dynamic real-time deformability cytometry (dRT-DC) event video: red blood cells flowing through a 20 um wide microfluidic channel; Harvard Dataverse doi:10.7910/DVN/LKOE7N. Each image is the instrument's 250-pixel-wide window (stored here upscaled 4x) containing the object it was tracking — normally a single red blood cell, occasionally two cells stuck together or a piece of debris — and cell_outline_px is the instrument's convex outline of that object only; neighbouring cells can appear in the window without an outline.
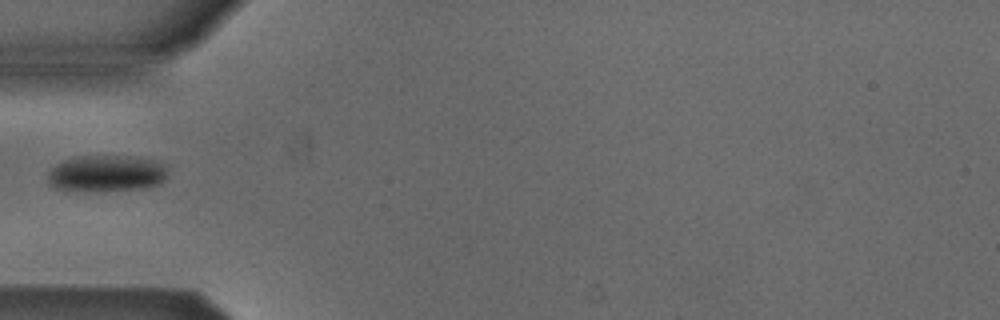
{"species": "Egyptian fruit bat (a non-hibernating species)", "species_latin": "Rousettus aegyptiacus", "temperature_condition": "cold", "stored_images_in_passage": 37, "camera_frame_rate_fps": 3000, "um_per_image_px": 0.085, "animal": {"sex": "male"}, "frame": {"image": 1, "passage_image": 1, "time_ms": 0.0, "image_size_px": [1000, 320], "cell_outline_px": [[168, 172], [164, 180], [160, 184], [140, 188], [104, 192], [64, 192], [52, 188], [48, 184], [48, 172], [56, 164], [64, 160], [80, 156], [128, 156], [152, 160], [164, 164], [168, 168]], "centroid_in_image_um": [8.98, 14.79], "position_along_channel_um": 76.0, "area_um2": 26.3}}
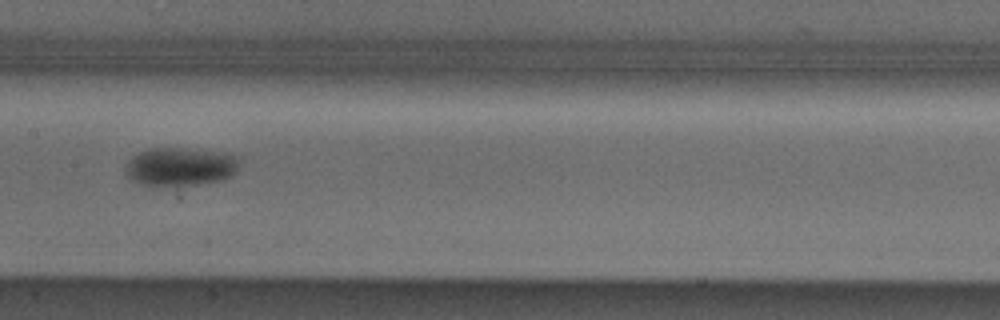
{"frame": {"image": 2, "passage_image": 10, "time_ms": 3.0, "image_size_px": [1000, 320], "cell_outline_px": [[240, 156], [236, 168], [232, 176], [220, 180], [180, 188], [156, 188], [140, 184], [132, 180], [128, 176], [124, 168], [128, 160], [132, 156], [148, 148], [180, 148], [224, 152]], "centroid_in_image_um": [15.28, 14.21], "position_along_channel_um": 192.1, "area_um2": 26.41}}
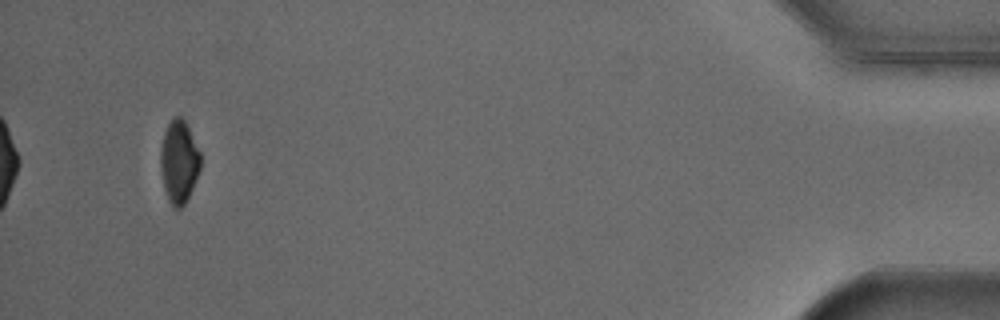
{"frame": {"image": 3, "passage_image": 34, "time_ms": 11.0, "image_size_px": [1000, 320], "cell_outline_px": [[200, 168], [192, 188], [184, 204], [180, 208], [172, 208], [168, 200], [164, 188], [160, 168], [160, 148], [164, 132], [168, 124], [176, 116], [180, 116], [184, 120], [200, 152]], "centroid_in_image_um": [15.19, 13.76], "position_along_channel_um": 420.0, "area_um2": 19.07}}